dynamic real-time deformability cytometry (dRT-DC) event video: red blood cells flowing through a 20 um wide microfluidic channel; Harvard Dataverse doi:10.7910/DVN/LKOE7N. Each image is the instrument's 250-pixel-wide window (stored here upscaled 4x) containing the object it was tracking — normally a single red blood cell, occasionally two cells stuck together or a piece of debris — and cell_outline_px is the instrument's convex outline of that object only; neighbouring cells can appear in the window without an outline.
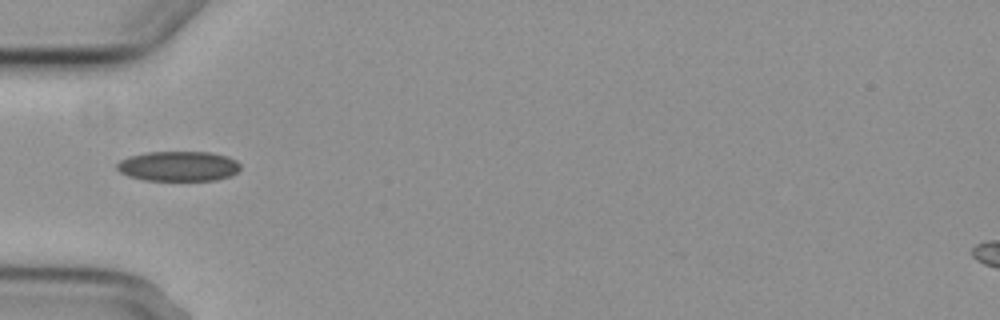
{"species": "common noctule bat (a hibernating species)", "species_latin": "Nyctalus noctula", "temperature_condition": "cold", "stored_images_in_passage": 2, "camera_frame_rate_fps": 3000, "um_per_image_px": 0.085, "animal": {"sex": "female", "body_mass_g": 29.2, "forearm_length_mm": 56.3}, "frame": {"image": 1, "passage_image": 1, "time_ms": 0.0, "image_size_px": [1000, 320], "cell_outline_px": [[240, 168], [232, 176], [216, 180], [144, 180], [128, 176], [120, 172], [116, 168], [116, 164], [120, 160], [128, 156], [148, 152], [212, 152], [228, 156], [236, 160], [240, 164]], "centroid_in_image_um": [15.17, 14.12], "position_along_channel_um": 69.8, "area_um2": 21.73}}
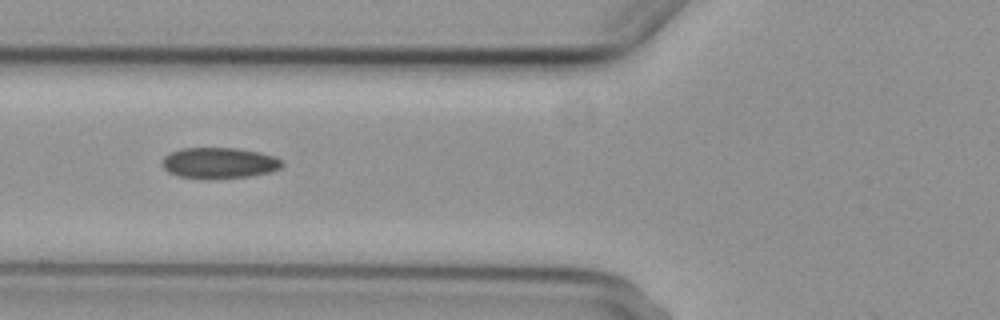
{"frame": {"image": 2, "passage_image": 2, "time_ms": 1.0, "image_size_px": [1000, 320], "cell_outline_px": [[284, 164], [280, 168], [268, 172], [248, 176], [208, 180], [180, 176], [168, 172], [164, 168], [164, 156], [180, 148], [236, 148], [260, 152], [276, 156], [284, 160]], "centroid_in_image_um": [18.67, 13.85], "position_along_channel_um": 107.1, "area_um2": 21.73}}